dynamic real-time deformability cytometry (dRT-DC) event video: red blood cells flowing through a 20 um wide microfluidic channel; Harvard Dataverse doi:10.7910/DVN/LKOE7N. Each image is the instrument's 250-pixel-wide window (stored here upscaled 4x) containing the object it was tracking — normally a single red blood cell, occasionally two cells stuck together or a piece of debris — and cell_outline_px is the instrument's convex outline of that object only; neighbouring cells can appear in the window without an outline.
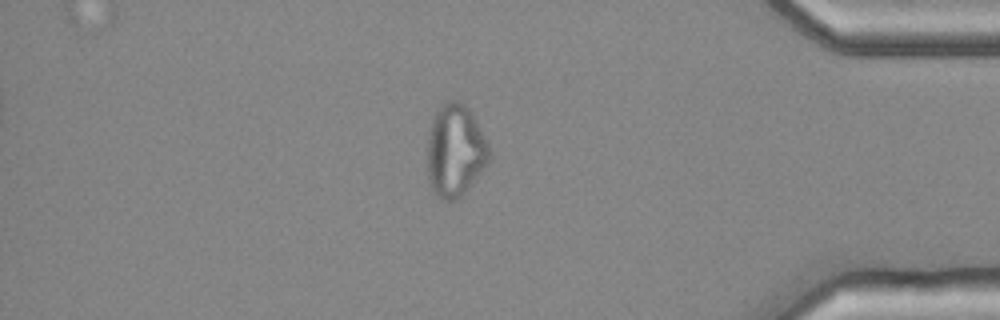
{"species": "common noctule bat (a hibernating species)", "species_latin": "Nyctalus noctula", "temperature_condition": "cold", "stored_images_in_passage": 54, "camera_frame_rate_fps": 3000, "um_per_image_px": 0.085, "animal": {"sex": "female", "body_mass_g": 25.1}, "frame": {"image": 1, "passage_image": 46, "time_ms": 15.0, "image_size_px": [1000, 320], "cell_outline_px": [[492, 156], [488, 164], [464, 192], [456, 200], [440, 200], [432, 188], [428, 176], [428, 140], [432, 120], [436, 112], [444, 100], [460, 100], [472, 112], [488, 144]], "centroid_in_image_um": [38.71, 12.78], "position_along_channel_um": 396.5, "area_um2": 33.29}}